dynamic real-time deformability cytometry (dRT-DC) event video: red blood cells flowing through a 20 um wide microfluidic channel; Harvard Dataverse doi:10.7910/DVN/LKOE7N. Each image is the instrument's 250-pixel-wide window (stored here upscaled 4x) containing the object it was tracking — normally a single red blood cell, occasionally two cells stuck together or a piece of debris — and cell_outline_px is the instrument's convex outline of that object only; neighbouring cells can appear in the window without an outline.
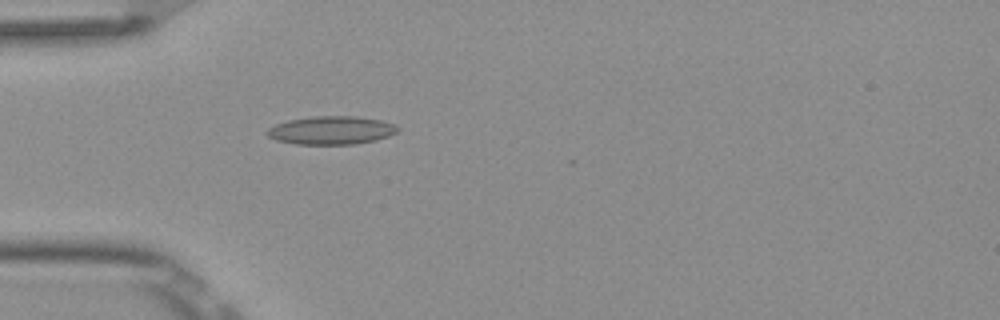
{"species": "Egyptian fruit bat (a non-hibernating species)", "species_latin": "Rousettus aegyptiacus", "temperature_condition": "room temperature", "stored_images_in_passage": 4, "camera_frame_rate_fps": 3000, "um_per_image_px": 0.085, "frame": {"image": 1, "passage_image": 4, "time_ms": 1.0, "image_size_px": [1000, 320], "cell_outline_px": [[400, 128], [396, 132], [388, 136], [376, 140], [356, 144], [296, 144], [276, 140], [268, 136], [268, 128], [276, 124], [288, 120], [316, 116], [356, 116], [380, 120], [396, 124]], "centroid_in_image_um": [28.19, 11.07], "position_along_channel_um": 56.8, "area_um2": 21.44}}